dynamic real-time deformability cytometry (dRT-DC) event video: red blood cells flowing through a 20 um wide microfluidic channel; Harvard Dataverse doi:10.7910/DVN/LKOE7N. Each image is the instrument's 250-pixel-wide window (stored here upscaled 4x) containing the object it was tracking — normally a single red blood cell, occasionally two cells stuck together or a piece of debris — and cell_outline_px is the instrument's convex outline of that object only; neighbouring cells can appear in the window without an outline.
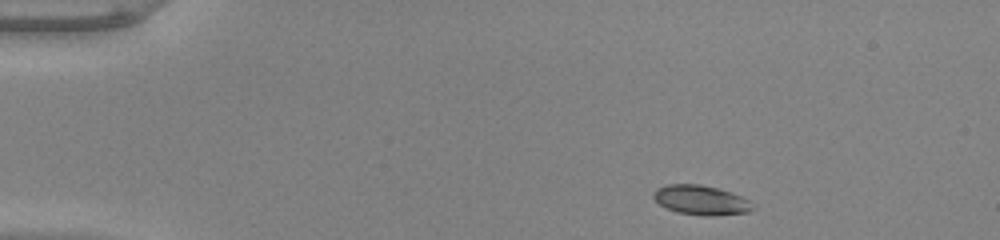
{"species": "common noctule bat (a hibernating species)", "species_latin": "Nyctalus noctula", "temperature_condition": "warm", "stored_images_in_passage": 45, "camera_frame_rate_fps": 3000, "um_per_image_px": 0.085, "animal": {"sex": "male", "body_mass_g": 20.0, "forearm_length_mm": 53.3}, "frame": {"image": 1, "passage_image": 1, "time_ms": 0.0, "image_size_px": [1000, 240], "cell_outline_px": [[756, 208], [748, 212], [712, 216], [704, 216], [676, 212], [660, 204], [652, 196], [652, 192], [656, 188], [668, 184], [700, 184], [732, 192], [748, 200]], "centroid_in_image_um": [59.58, 17.01], "position_along_channel_um": 25.4, "area_um2": 17.11}}
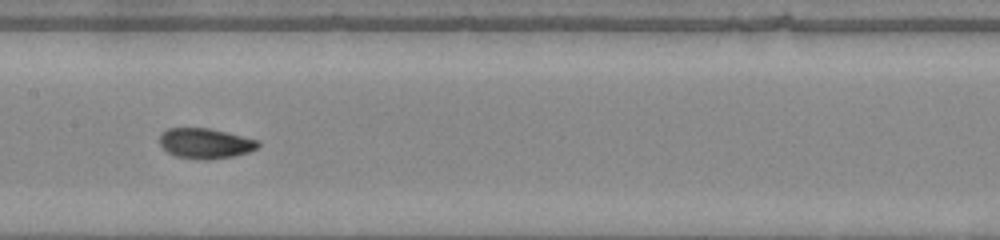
{"frame": {"image": 2, "passage_image": 20, "time_ms": 6.333, "image_size_px": [1000, 240], "cell_outline_px": [[260, 144], [256, 148], [248, 152], [232, 156], [208, 160], [176, 156], [168, 152], [160, 144], [160, 136], [168, 128], [208, 128], [260, 140]], "centroid_in_image_um": [17.47, 12.18], "position_along_channel_um": 189.9, "area_um2": 17.11}}
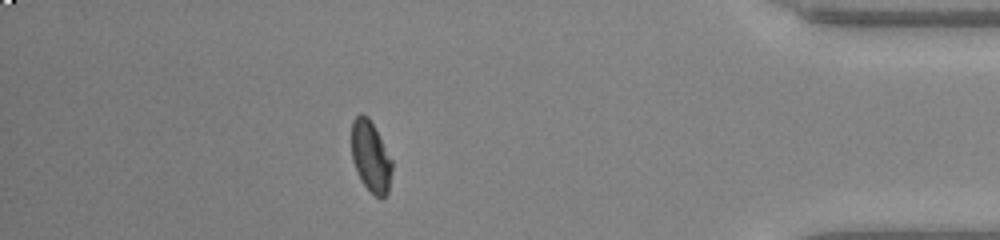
{"frame": {"image": 3, "passage_image": 39, "time_ms": 12.667, "image_size_px": [1000, 240], "cell_outline_px": [[392, 172], [388, 192], [380, 200], [364, 184], [352, 160], [352, 120], [360, 112], [368, 116], [392, 160]], "centroid_in_image_um": [31.51, 13.29], "position_along_channel_um": 403.7, "area_um2": 16.47}, "authors_computed_cell_mechanics": {"area_um2": 17.2244, "velocity_mm_per_s": 3.9842, "shape_relaxation_time_tau1_ms": 10.025, "shape_relaxation_time_tau2_ms": 0.9994, "deformation_change_tau1": 0.2318, "deformation_change_tau2": 0.0452}}